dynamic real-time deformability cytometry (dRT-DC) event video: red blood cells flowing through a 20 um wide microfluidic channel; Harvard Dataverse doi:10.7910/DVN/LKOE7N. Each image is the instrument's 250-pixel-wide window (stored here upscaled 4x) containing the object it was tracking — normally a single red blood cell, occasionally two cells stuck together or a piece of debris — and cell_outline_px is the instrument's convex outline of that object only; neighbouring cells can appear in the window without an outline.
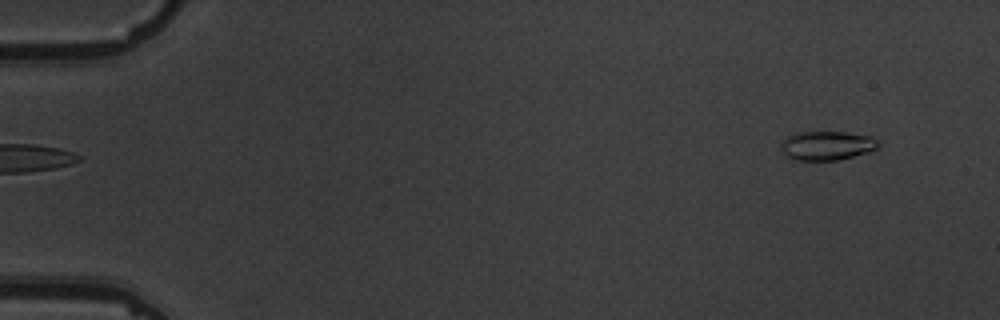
{"species": "common noctule bat (a hibernating species)", "species_latin": "Nyctalus noctula", "temperature_condition": "warm", "stored_images_in_passage": 5, "camera_frame_rate_fps": 3000, "um_per_image_px": 0.085, "animal": {"sex": "male", "body_mass_g": 19.5, "forearm_length_mm": 54.6}, "frame": {"image": 1, "passage_image": 1, "time_ms": 0.0, "image_size_px": [1000, 320], "cell_outline_px": [[880, 148], [868, 152], [836, 160], [796, 160], [784, 156], [780, 148], [780, 144], [788, 136], [796, 132], [848, 132], [872, 136], [880, 140]], "centroid_in_image_um": [70.31, 12.37], "position_along_channel_um": 14.7, "area_um2": 16.76}}